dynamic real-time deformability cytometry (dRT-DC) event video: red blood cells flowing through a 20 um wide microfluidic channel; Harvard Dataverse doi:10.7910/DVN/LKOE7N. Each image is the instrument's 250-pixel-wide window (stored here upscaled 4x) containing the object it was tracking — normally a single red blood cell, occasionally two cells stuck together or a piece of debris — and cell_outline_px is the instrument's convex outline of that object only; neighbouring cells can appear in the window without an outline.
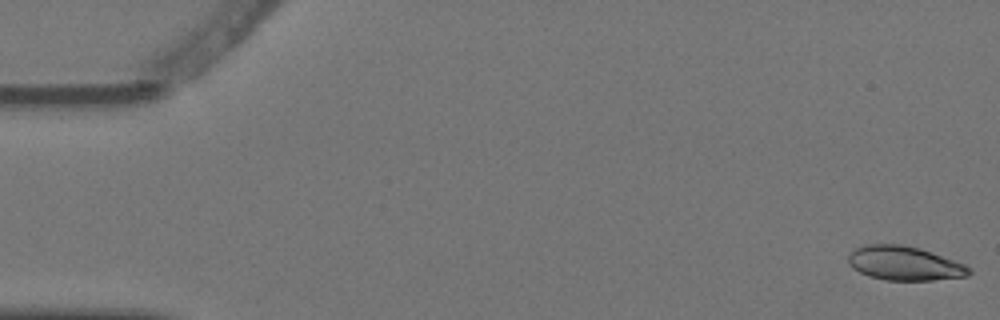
{"species": "Egyptian fruit bat (a non-hibernating species)", "species_latin": "Rousettus aegyptiacus", "temperature_condition": "warm", "stored_images_in_passage": 5, "camera_frame_rate_fps": 3000, "um_per_image_px": 0.085, "animal": {"sex": "female"}, "frame": {"image": 1, "passage_image": 1, "time_ms": 0.0, "image_size_px": [1000, 320], "cell_outline_px": [[972, 272], [968, 276], [932, 280], [884, 280], [868, 276], [852, 268], [848, 264], [848, 256], [856, 248], [864, 244], [900, 244], [920, 248], [932, 252], [964, 264], [972, 268]], "centroid_in_image_um": [76.87, 22.38], "position_along_channel_um": 8.1, "area_um2": 24.1}}
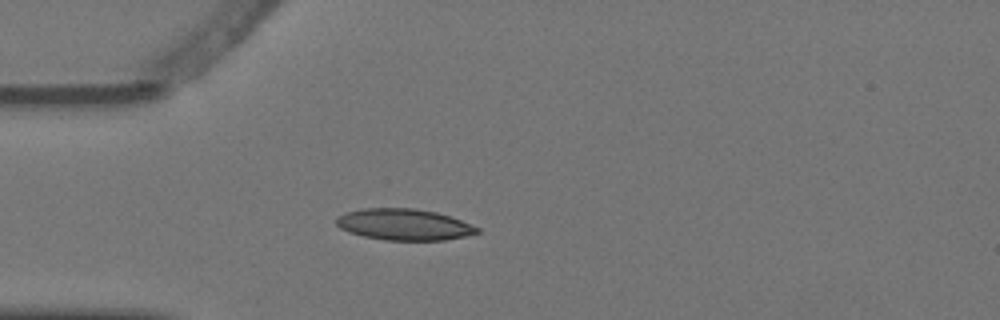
{"frame": {"image": 2, "passage_image": 5, "time_ms": 1.333, "image_size_px": [1000, 320], "cell_outline_px": [[480, 232], [464, 236], [444, 240], [384, 240], [364, 236], [348, 232], [340, 228], [336, 224], [336, 216], [344, 212], [364, 208], [416, 208], [436, 212], [460, 220], [480, 228]], "centroid_in_image_um": [34.3, 19.08], "position_along_channel_um": 50.7, "area_um2": 25.72}}